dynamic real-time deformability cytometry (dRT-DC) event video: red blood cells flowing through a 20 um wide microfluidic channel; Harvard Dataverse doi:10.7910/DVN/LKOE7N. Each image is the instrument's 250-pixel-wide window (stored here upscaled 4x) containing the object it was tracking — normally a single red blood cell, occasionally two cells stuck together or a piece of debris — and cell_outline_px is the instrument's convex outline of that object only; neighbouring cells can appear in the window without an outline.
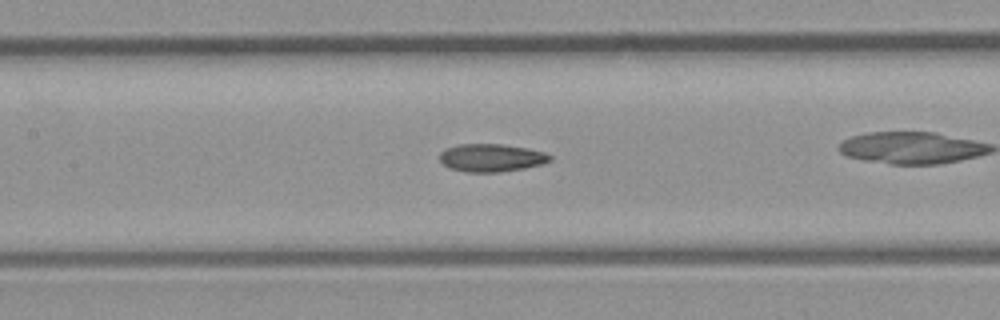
{"species": "common noctule bat (a hibernating species)", "species_latin": "Nyctalus noctula", "temperature_condition": "room temperature", "stored_images_in_passage": 38, "camera_frame_rate_fps": 3000, "um_per_image_px": 0.085, "animal": {"sex": "male", "body_mass_g": 23.1, "forearm_length_mm": 52.7}, "frame": {"image": 1, "passage_image": 22, "time_ms": 7.0, "image_size_px": [1000, 320], "cell_outline_px": [[552, 160], [540, 164], [524, 168], [500, 172], [468, 172], [448, 168], [440, 160], [440, 152], [448, 148], [460, 144], [500, 144], [528, 148], [544, 152], [552, 156]], "centroid_in_image_um": [41.77, 13.41], "position_along_channel_um": 165.6, "area_um2": 17.8}}
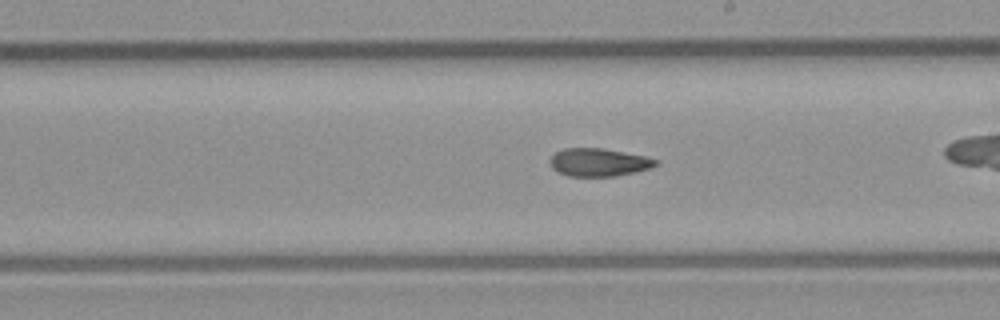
{"frame": {"image": 2, "passage_image": 27, "time_ms": 8.667, "image_size_px": [1000, 320], "cell_outline_px": [[656, 164], [652, 168], [616, 176], [568, 176], [556, 172], [552, 168], [548, 160], [556, 152], [564, 148], [604, 148], [644, 156], [656, 160]], "centroid_in_image_um": [50.84, 13.8], "position_along_channel_um": 238.2, "area_um2": 17.22}}
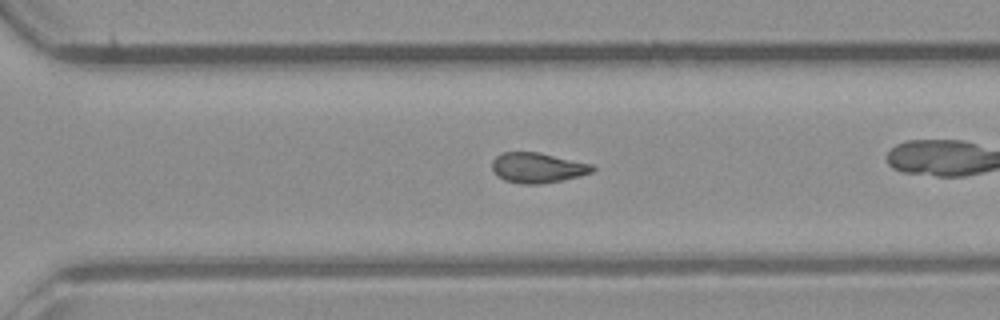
{"frame": {"image": 3, "passage_image": 33, "time_ms": 10.667, "image_size_px": [1000, 320], "cell_outline_px": [[596, 168], [592, 172], [580, 176], [540, 184], [520, 184], [504, 180], [492, 168], [492, 160], [496, 156], [504, 152], [536, 152], [592, 164]], "centroid_in_image_um": [45.69, 14.26], "position_along_channel_um": 324.9, "area_um2": 17.4}}